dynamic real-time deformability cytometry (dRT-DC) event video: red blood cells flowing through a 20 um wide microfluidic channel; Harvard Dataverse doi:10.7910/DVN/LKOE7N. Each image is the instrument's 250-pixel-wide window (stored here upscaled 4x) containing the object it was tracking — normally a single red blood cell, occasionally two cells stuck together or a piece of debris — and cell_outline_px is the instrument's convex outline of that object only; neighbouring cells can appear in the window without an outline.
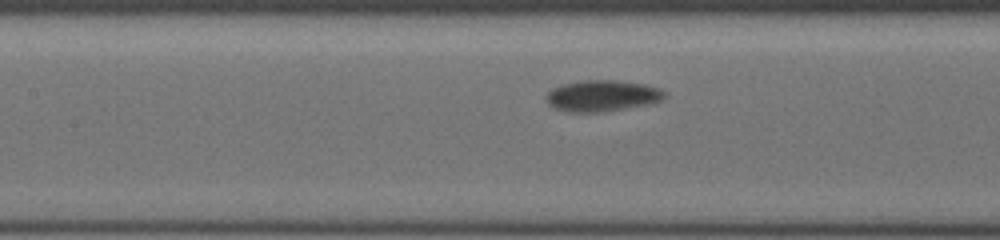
{"species": "common noctule bat (a hibernating species)", "species_latin": "Nyctalus noctula", "temperature_condition": "cold", "stored_images_in_passage": 7, "camera_frame_rate_fps": 3000, "um_per_image_px": 0.085, "animal": {"sex": "female", "body_mass_g": 19.5, "forearm_length_mm": 54.1}, "frame": {"image": 1, "passage_image": 7, "time_ms": 5.333, "image_size_px": [1000, 240], "cell_outline_px": [[664, 96], [660, 100], [648, 104], [600, 112], [568, 112], [556, 108], [548, 104], [544, 96], [552, 88], [564, 84], [584, 80], [616, 80], [644, 84], [660, 88], [664, 92]], "centroid_in_image_um": [51.14, 8.14], "position_along_channel_um": 156.3, "area_um2": 21.33}}